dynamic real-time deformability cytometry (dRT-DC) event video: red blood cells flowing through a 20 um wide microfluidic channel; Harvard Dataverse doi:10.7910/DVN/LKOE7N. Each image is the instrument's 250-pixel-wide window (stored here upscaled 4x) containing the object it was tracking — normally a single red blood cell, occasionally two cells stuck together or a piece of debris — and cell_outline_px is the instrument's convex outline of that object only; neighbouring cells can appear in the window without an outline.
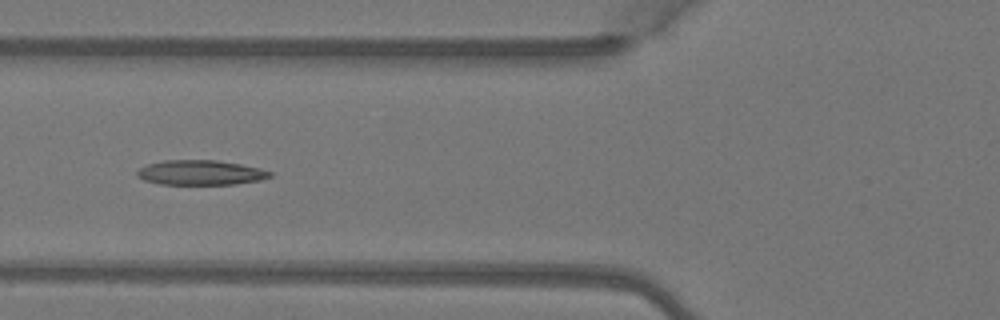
{"species": "Egyptian fruit bat (a non-hibernating species)", "species_latin": "Rousettus aegyptiacus", "temperature_condition": "warm", "stored_images_in_passage": 5, "camera_frame_rate_fps": 3000, "um_per_image_px": 0.085, "animal": {"sex": "female"}, "frame": {"image": 1, "passage_image": 5, "time_ms": 1.333, "image_size_px": [1000, 320], "cell_outline_px": [[272, 176], [260, 180], [236, 184], [160, 184], [144, 180], [136, 176], [136, 172], [140, 168], [148, 164], [164, 160], [216, 160], [240, 164], [260, 168], [272, 172]], "centroid_in_image_um": [17.04, 14.67], "position_along_channel_um": 108.8, "area_um2": 19.19}}